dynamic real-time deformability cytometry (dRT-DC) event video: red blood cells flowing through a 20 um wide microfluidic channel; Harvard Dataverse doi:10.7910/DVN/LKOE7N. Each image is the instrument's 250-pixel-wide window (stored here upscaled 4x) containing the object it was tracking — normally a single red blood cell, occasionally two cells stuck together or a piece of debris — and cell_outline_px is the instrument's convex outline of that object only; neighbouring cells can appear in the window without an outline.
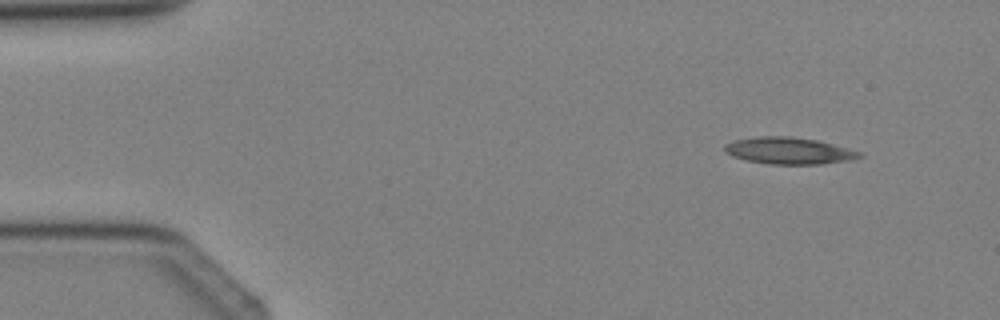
{"species": "Egyptian fruit bat (a non-hibernating species)", "species_latin": "Rousettus aegyptiacus", "temperature_condition": "cold", "stored_images_in_passage": 3, "camera_frame_rate_fps": 3000, "um_per_image_px": 0.085, "animal": {"sex": "female"}, "frame": {"image": 1, "passage_image": 1, "time_ms": 0.0, "image_size_px": [1000, 320], "cell_outline_px": [[864, 156], [852, 160], [824, 164], [768, 164], [748, 160], [732, 156], [724, 152], [724, 144], [732, 140], [756, 136], [788, 136], [816, 140], [864, 152]], "centroid_in_image_um": [67.07, 12.81], "position_along_channel_um": 17.9, "area_um2": 21.27}}